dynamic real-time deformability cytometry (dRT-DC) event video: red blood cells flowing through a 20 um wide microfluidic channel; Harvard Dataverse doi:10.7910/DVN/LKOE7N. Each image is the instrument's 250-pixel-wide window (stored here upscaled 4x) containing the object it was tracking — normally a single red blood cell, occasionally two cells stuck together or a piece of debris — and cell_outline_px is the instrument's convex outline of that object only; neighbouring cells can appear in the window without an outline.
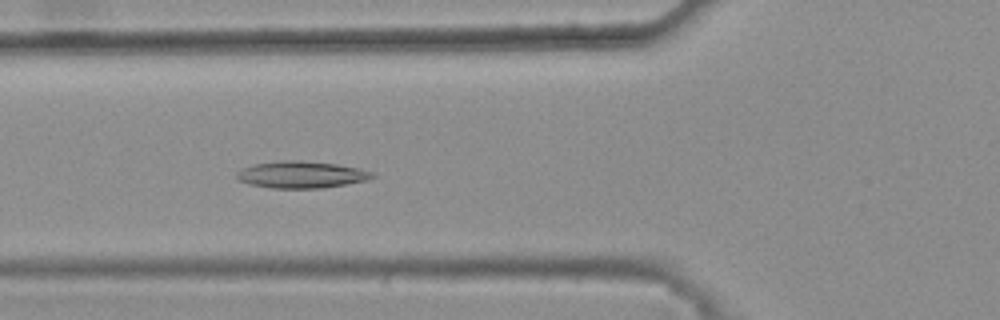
{"species": "common noctule bat (a hibernating species)", "species_latin": "Nyctalus noctula", "temperature_condition": "warm", "stored_images_in_passage": 45, "camera_frame_rate_fps": 3000, "um_per_image_px": 0.085, "animal": {"sex": "female", "body_mass_g": 25.1}, "frame": {"image": 1, "passage_image": 20, "time_ms": 6.333, "image_size_px": [1000, 320], "cell_outline_px": [[376, 176], [368, 180], [320, 188], [272, 188], [248, 184], [236, 180], [236, 172], [244, 168], [256, 164], [280, 160], [300, 160], [336, 164], [360, 168], [372, 172]], "centroid_in_image_um": [25.6, 14.84], "position_along_channel_um": 100.2, "area_um2": 21.21}}
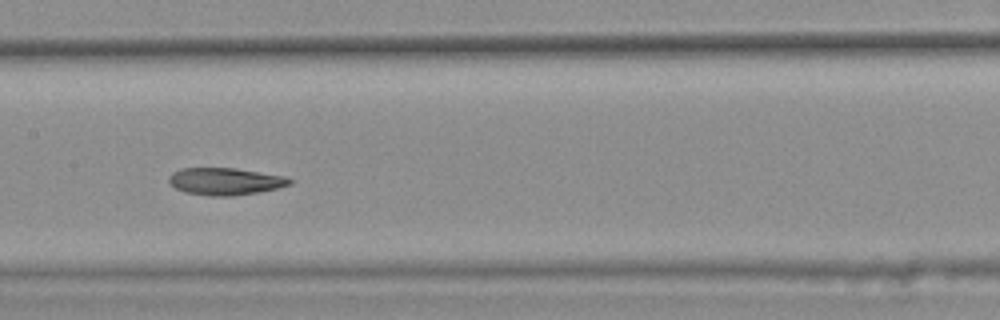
{"frame": {"image": 2, "passage_image": 27, "time_ms": 8.667, "image_size_px": [1000, 320], "cell_outline_px": [[292, 184], [276, 188], [256, 192], [232, 196], [212, 196], [184, 192], [168, 184], [168, 176], [172, 172], [180, 168], [236, 168], [284, 176], [292, 180]], "centroid_in_image_um": [19.08, 15.41], "position_along_channel_um": 188.3, "area_um2": 19.13}}
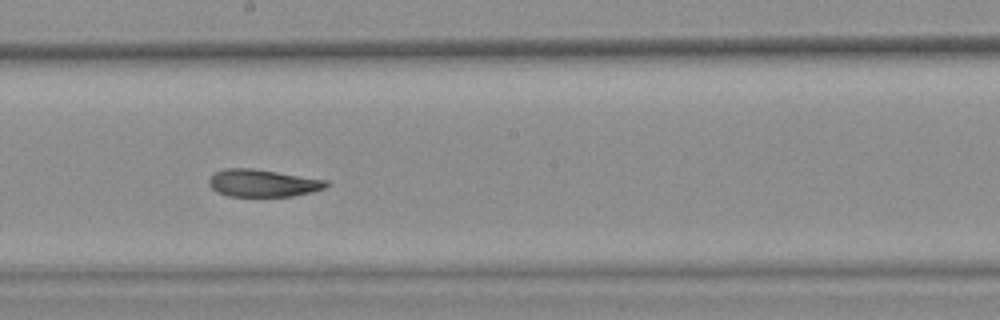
{"frame": {"image": 3, "passage_image": 30, "time_ms": 9.667, "image_size_px": [1000, 320], "cell_outline_px": [[328, 184], [324, 188], [312, 192], [292, 196], [228, 196], [216, 192], [208, 184], [208, 180], [216, 172], [224, 168], [252, 168], [328, 180]], "centroid_in_image_um": [22.32, 15.56], "position_along_channel_um": 225.9, "area_um2": 18.67}, "authors_computed_cell_mechanics": {"area_um2": 20.1144, "velocity_mm_per_s": 3.7786, "shape_relaxation_time_tau1_ms": null, "shape_relaxation_time_tau2_ms": 2.4942, "deformation_change_tau1": null, "deformation_change_tau2": 0.0769}}